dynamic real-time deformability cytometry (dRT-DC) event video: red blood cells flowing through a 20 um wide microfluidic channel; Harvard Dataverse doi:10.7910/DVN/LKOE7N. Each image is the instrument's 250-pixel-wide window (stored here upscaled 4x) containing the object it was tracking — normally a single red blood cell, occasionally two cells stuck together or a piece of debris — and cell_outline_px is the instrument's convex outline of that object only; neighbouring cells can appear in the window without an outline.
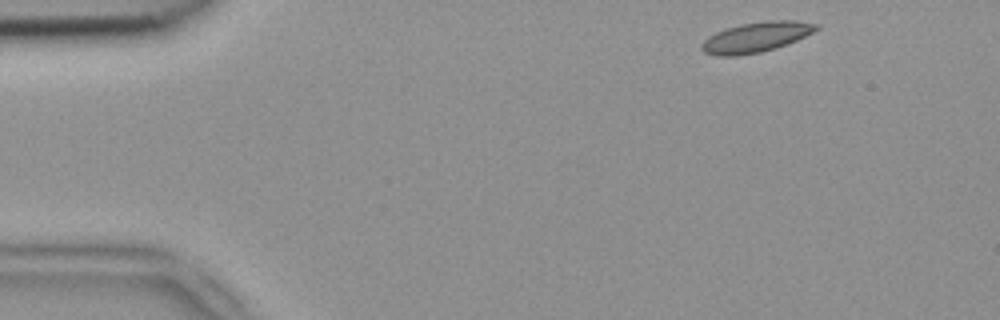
{"species": "common noctule bat (a hibernating species)", "species_latin": "Nyctalus noctula", "temperature_condition": "room temperature", "stored_images_in_passage": 6, "camera_frame_rate_fps": 3000, "um_per_image_px": 0.085, "animal": {"sex": "female", "body_mass_g": 18.4}, "frame": {"image": 1, "passage_image": 1, "time_ms": 0.0, "image_size_px": [1000, 320], "cell_outline_px": [[820, 28], [788, 44], [776, 48], [760, 52], [736, 56], [716, 56], [704, 52], [700, 48], [700, 44], [708, 36], [716, 32], [740, 24], [768, 20], [796, 20], [820, 24]], "centroid_in_image_um": [64.27, 3.15], "position_along_channel_um": 20.7, "area_um2": 20.23}}
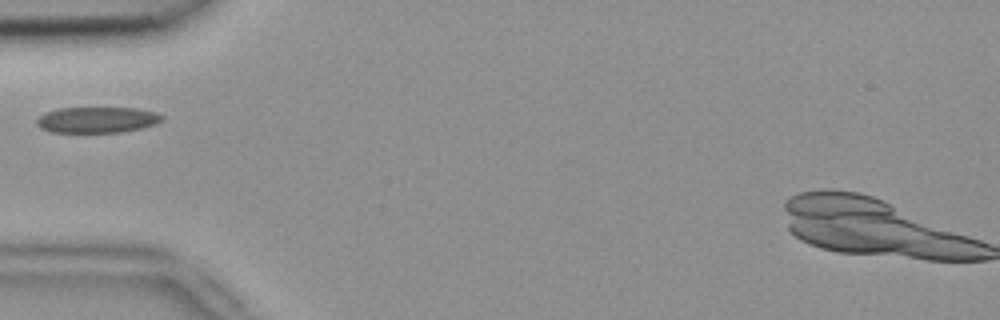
{"frame": {"image": 2, "passage_image": 4, "time_ms": 1.0, "image_size_px": [1000, 320], "cell_outline_px": [[164, 120], [156, 124], [140, 128], [120, 132], [52, 132], [40, 128], [36, 124], [36, 120], [44, 112], [56, 108], [136, 108], [156, 112], [164, 116]], "centroid_in_image_um": [8.25, 10.18], "position_along_channel_um": 76.8, "area_um2": 19.02}}